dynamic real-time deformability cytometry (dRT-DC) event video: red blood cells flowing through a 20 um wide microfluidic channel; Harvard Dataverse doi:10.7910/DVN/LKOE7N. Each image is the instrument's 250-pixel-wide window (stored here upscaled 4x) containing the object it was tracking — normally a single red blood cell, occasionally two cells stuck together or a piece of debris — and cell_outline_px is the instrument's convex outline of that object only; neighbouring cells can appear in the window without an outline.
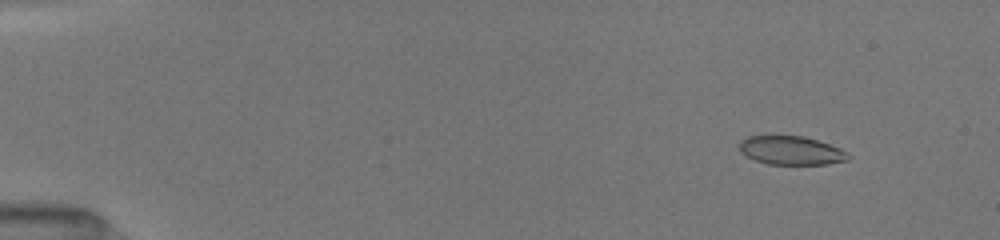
{"species": "common noctule bat (a hibernating species)", "species_latin": "Nyctalus noctula", "temperature_condition": "room temperature", "stored_images_in_passage": 52, "camera_frame_rate_fps": 3000, "um_per_image_px": 0.085, "animal": {"sex": "female", "body_mass_g": 19.5, "forearm_length_mm": 54.1}, "frame": {"image": 1, "passage_image": 6, "time_ms": 1.667, "image_size_px": [1000, 240], "cell_outline_px": [[852, 156], [848, 160], [828, 164], [768, 164], [756, 160], [740, 152], [740, 140], [748, 136], [804, 136], [840, 148], [848, 152]], "centroid_in_image_um": [67.28, 12.79], "position_along_channel_um": 17.7, "area_um2": 18.09}}
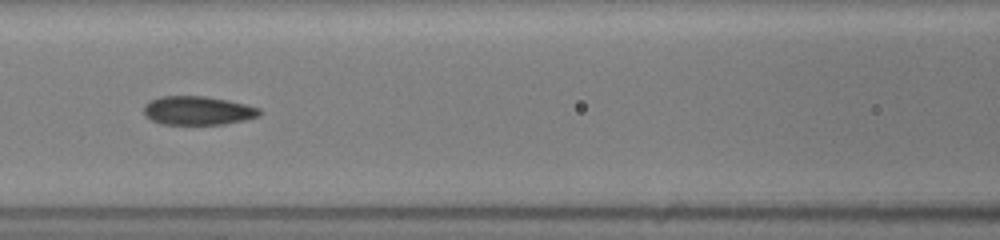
{"frame": {"image": 2, "passage_image": 25, "time_ms": 8.0, "image_size_px": [1000, 240], "cell_outline_px": [[260, 116], [244, 120], [224, 124], [160, 124], [152, 120], [144, 112], [144, 104], [148, 100], [160, 96], [204, 96], [228, 100], [260, 108]], "centroid_in_image_um": [16.8, 9.39], "position_along_channel_um": 149.8, "area_um2": 19.36}}
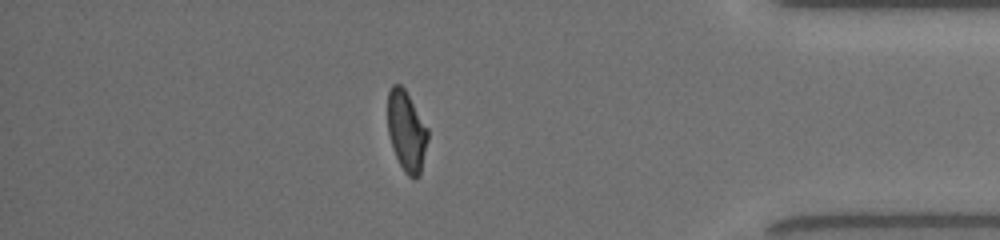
{"frame": {"image": 3, "passage_image": 46, "time_ms": 15.0, "image_size_px": [1000, 240], "cell_outline_px": [[428, 140], [420, 176], [412, 180], [404, 172], [392, 148], [388, 132], [388, 92], [392, 84], [400, 84], [404, 88], [428, 128]], "centroid_in_image_um": [34.56, 11.18], "position_along_channel_um": 400.6, "area_um2": 18.9}, "authors_computed_cell_mechanics": {"area_um2": 19.5942, "velocity_mm_per_s": 4.0102, "shape_relaxation_time_tau1_ms": 6.3647, "shape_relaxation_time_tau2_ms": 1.496, "deformation_change_tau1": 0.1931, "deformation_change_tau2": 0.0743}}